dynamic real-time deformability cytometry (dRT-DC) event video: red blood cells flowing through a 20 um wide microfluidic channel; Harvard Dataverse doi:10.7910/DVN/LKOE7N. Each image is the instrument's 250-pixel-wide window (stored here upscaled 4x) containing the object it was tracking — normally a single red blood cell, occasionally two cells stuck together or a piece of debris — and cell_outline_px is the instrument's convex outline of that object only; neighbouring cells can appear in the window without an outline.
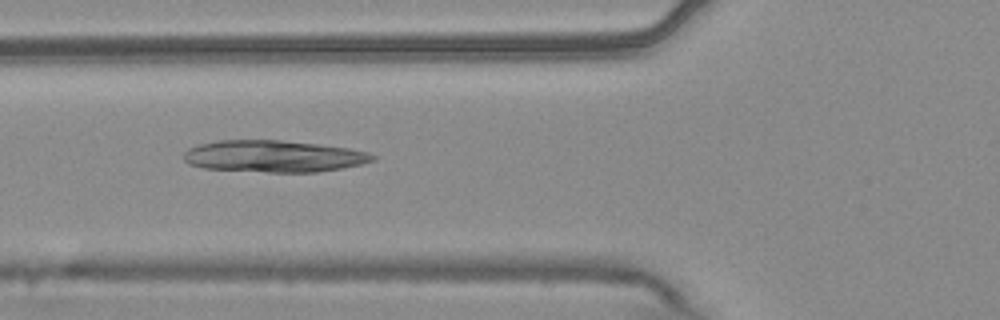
{"species": "common noctule bat (a hibernating species)", "species_latin": "Nyctalus noctula", "temperature_condition": "warm", "stored_images_in_passage": 50, "camera_frame_rate_fps": 3000, "um_per_image_px": 0.085, "animal": {"sex": "male", "body_mass_g": 20.4}, "frame": {"image": 1, "passage_image": 16, "time_ms": 5.0, "image_size_px": [1000, 320], "cell_outline_px": [[376, 160], [360, 164], [340, 168], [316, 172], [268, 172], [204, 168], [188, 164], [184, 160], [184, 152], [188, 148], [200, 144], [220, 140], [280, 140], [316, 144], [348, 148], [368, 152], [376, 156]], "centroid_in_image_um": [23.25, 13.28], "position_along_channel_um": 102.6, "area_um2": 34.85}}
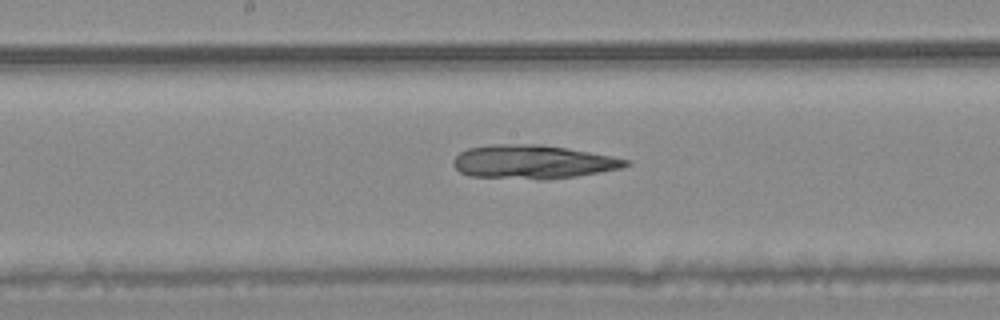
{"frame": {"image": 2, "passage_image": 24, "time_ms": 7.667, "image_size_px": [1000, 320], "cell_outline_px": [[632, 164], [620, 168], [600, 172], [576, 176], [540, 180], [468, 176], [460, 172], [452, 164], [452, 160], [460, 152], [468, 148], [496, 144], [540, 144], [612, 156], [632, 160]], "centroid_in_image_um": [45.28, 13.77], "position_along_channel_um": 202.9, "area_um2": 33.93}}
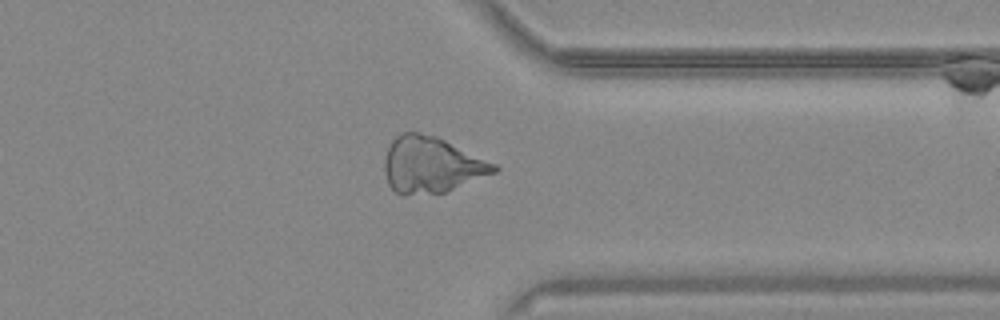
{"frame": {"image": 3, "passage_image": 38, "time_ms": 12.333, "image_size_px": [1000, 320], "cell_outline_px": [[500, 168], [496, 172], [444, 192], [404, 196], [396, 192], [388, 184], [384, 172], [384, 160], [388, 148], [392, 140], [400, 132], [420, 132], [436, 136], [496, 164]], "centroid_in_image_um": [36.63, 14.01], "position_along_channel_um": 374.8, "area_um2": 35.72}}